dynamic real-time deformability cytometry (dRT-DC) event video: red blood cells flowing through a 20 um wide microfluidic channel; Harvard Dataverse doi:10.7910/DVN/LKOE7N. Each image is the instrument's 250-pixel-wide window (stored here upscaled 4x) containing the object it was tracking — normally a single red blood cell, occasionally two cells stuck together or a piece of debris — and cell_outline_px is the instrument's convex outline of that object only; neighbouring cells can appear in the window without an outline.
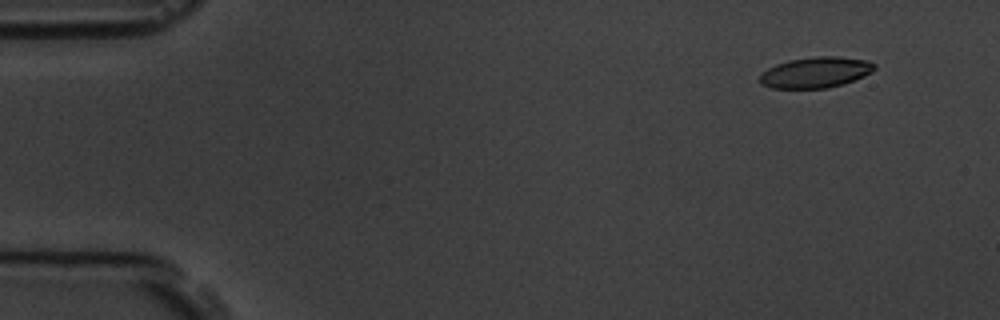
{"species": "common noctule bat (a hibernating species)", "species_latin": "Nyctalus noctula", "temperature_condition": "room temperature", "stored_images_in_passage": 5, "camera_frame_rate_fps": 3000, "um_per_image_px": 0.085, "animal": {"sex": "male", "body_mass_g": 19.5, "forearm_length_mm": 54.6}, "frame": {"image": 1, "passage_image": 2, "time_ms": 1.0, "image_size_px": [1000, 320], "cell_outline_px": [[876, 68], [872, 72], [864, 76], [844, 84], [828, 88], [772, 88], [760, 84], [760, 72], [776, 64], [788, 60], [816, 56], [840, 56], [868, 60], [876, 64]], "centroid_in_image_um": [69.34, 6.15], "position_along_channel_um": 15.7, "area_um2": 20.87}}